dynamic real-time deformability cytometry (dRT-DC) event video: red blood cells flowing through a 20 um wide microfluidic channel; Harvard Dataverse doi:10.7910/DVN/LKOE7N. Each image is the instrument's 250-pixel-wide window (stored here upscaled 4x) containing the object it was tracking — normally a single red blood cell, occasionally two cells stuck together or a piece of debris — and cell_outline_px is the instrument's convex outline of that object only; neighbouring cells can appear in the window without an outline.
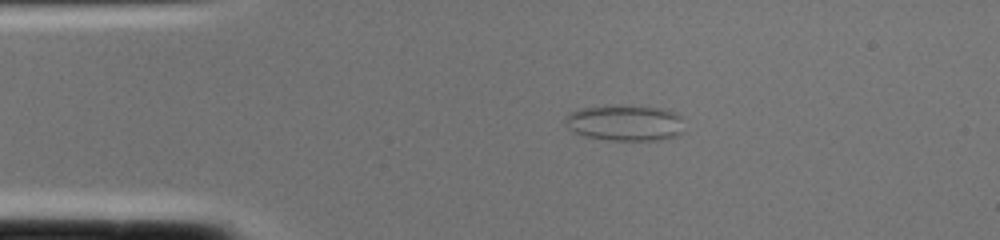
{"species": "common noctule bat (a hibernating species)", "species_latin": "Nyctalus noctula", "temperature_condition": "cold", "stored_images_in_passage": 1, "camera_frame_rate_fps": 3000, "um_per_image_px": 0.085, "animal": {"sex": "female", "body_mass_g": 22.0, "forearm_length_mm": 56.7}, "frame": {"image": 1, "passage_image": 1, "time_ms": 0.0, "image_size_px": [1000, 240], "cell_outline_px": [[680, 132], [676, 136], [656, 140], [612, 140], [584, 136], [572, 132], [564, 124], [568, 116], [572, 112], [580, 108], [660, 108], [676, 112], [680, 116]], "centroid_in_image_um": [53.09, 10.49], "position_along_channel_um": 31.9, "area_um2": 23.7}}